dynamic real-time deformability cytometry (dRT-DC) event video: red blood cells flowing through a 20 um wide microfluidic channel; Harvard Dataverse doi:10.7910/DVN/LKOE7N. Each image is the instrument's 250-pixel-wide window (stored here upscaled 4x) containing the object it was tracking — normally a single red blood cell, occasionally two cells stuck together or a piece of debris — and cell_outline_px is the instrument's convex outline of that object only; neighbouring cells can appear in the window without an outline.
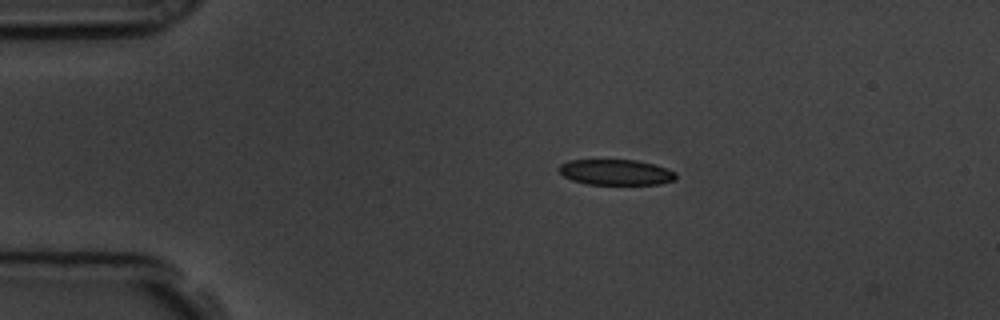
{"species": "common noctule bat (a hibernating species)", "species_latin": "Nyctalus noctula", "temperature_condition": "room temperature", "stored_images_in_passage": 2, "camera_frame_rate_fps": 3000, "um_per_image_px": 0.085, "animal": {"sex": "male", "body_mass_g": 19.5, "forearm_length_mm": 54.6}, "frame": {"image": 1, "passage_image": 1, "time_ms": 0.0, "image_size_px": [1000, 320], "cell_outline_px": [[676, 180], [660, 184], [588, 184], [572, 180], [564, 176], [560, 172], [560, 164], [568, 160], [636, 160], [656, 164], [676, 172]], "centroid_in_image_um": [52.39, 14.64], "position_along_channel_um": 32.6, "area_um2": 17.46}}